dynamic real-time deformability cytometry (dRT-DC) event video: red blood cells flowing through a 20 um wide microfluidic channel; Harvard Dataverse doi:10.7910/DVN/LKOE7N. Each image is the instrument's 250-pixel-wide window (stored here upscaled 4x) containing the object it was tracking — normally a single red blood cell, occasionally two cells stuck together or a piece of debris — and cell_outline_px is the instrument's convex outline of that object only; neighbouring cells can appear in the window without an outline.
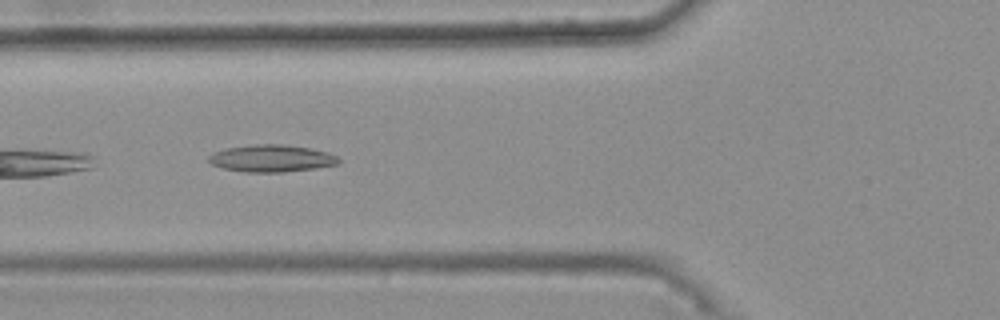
{"species": "common noctule bat (a hibernating species)", "species_latin": "Nyctalus noctula", "temperature_condition": "warm", "stored_images_in_passage": 8, "camera_frame_rate_fps": 3000, "um_per_image_px": 0.085, "animal": {"sex": "female", "body_mass_g": 25.1}, "frame": {"image": 1, "passage_image": 5, "time_ms": 1.333, "image_size_px": [1000, 320], "cell_outline_px": [[340, 160], [336, 164], [316, 168], [284, 172], [244, 172], [224, 168], [212, 164], [208, 160], [208, 156], [212, 152], [228, 148], [256, 144], [284, 144], [312, 148], [328, 152], [336, 156]], "centroid_in_image_um": [23.08, 13.46], "position_along_channel_um": 102.7, "area_um2": 20.52}}